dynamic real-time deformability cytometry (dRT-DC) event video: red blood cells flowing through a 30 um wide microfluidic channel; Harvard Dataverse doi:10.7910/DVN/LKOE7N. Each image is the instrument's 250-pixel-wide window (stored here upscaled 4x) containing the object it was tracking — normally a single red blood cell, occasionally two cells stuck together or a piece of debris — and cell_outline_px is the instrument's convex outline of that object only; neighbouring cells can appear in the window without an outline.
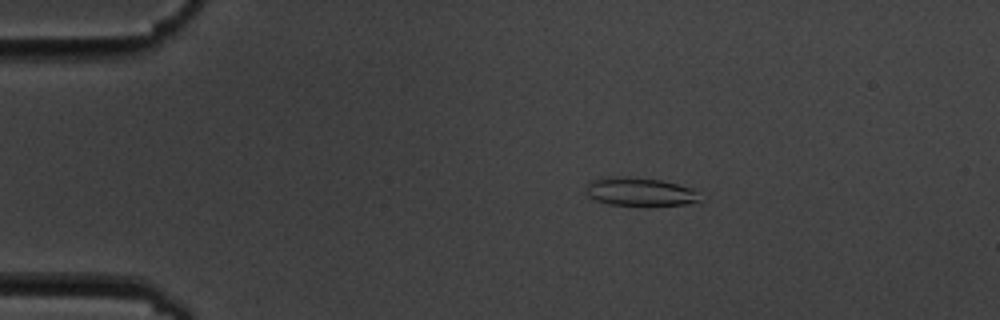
{"species": "common noctule bat (a hibernating species)", "species_latin": "Nyctalus noctula", "temperature_condition": "cold", "stored_images_in_passage": 4, "camera_frame_rate_fps": 3000, "um_per_image_px": 0.085, "animal": {"sex": "male", "body_mass_g": 19.5, "forearm_length_mm": 54.6}, "frame": {"image": 1, "passage_image": 2, "time_ms": 1.0, "image_size_px": [1000, 320], "cell_outline_px": [[700, 200], [684, 204], [644, 208], [608, 204], [596, 200], [588, 196], [584, 192], [588, 180], [628, 176], [660, 180], [692, 188], [696, 192]], "centroid_in_image_um": [54.34, 16.34], "position_along_channel_um": 30.7, "area_um2": 19.36}}